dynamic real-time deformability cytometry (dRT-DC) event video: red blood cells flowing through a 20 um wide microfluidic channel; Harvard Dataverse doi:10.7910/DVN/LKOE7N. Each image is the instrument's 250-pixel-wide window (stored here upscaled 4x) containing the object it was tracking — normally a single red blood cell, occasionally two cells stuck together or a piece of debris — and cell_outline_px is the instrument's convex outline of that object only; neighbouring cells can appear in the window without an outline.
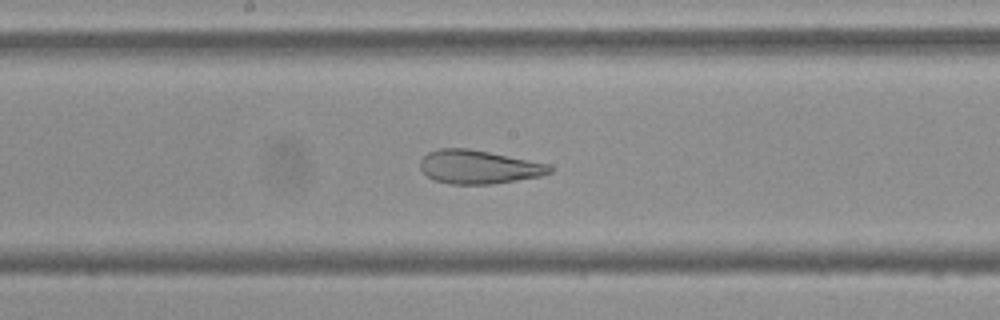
{"species": "Egyptian fruit bat (a non-hibernating species)", "species_latin": "Rousettus aegyptiacus", "temperature_condition": "cold", "stored_images_in_passage": 42, "camera_frame_rate_fps": 3000, "um_per_image_px": 0.085, "frame": {"image": 1, "passage_image": 16, "time_ms": 5.0, "image_size_px": [1000, 320], "cell_outline_px": [[552, 172], [540, 176], [492, 184], [448, 184], [436, 180], [428, 176], [420, 168], [420, 160], [428, 152], [440, 148], [468, 148], [548, 164], [552, 168]], "centroid_in_image_um": [40.66, 14.19], "position_along_channel_um": 207.5, "area_um2": 25.09}}
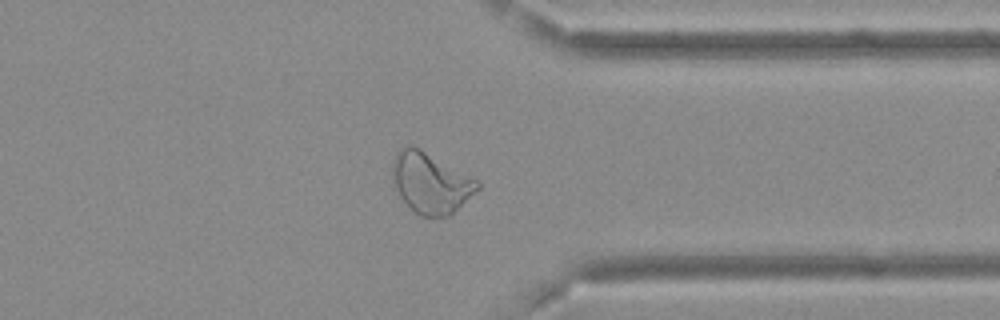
{"frame": {"image": 2, "passage_image": 30, "time_ms": 9.667, "image_size_px": [1000, 320], "cell_outline_px": [[480, 188], [448, 216], [420, 216], [392, 188], [392, 160], [396, 152], [400, 148], [408, 144], [412, 144], [476, 180], [480, 184]], "centroid_in_image_um": [36.53, 15.52], "position_along_channel_um": 374.9, "area_um2": 29.65}}
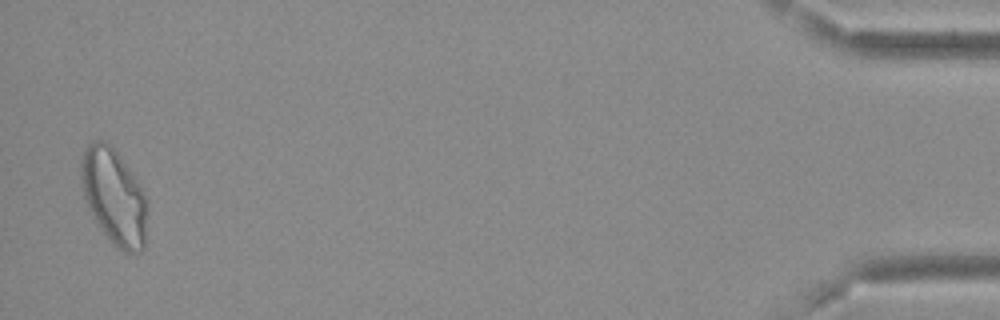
{"frame": {"image": 3, "passage_image": 41, "time_ms": 13.333, "image_size_px": [1000, 320], "cell_outline_px": [[144, 248], [140, 252], [124, 252], [116, 248], [104, 232], [96, 220], [84, 196], [80, 176], [80, 160], [88, 144], [92, 140], [104, 140], [112, 144], [132, 172], [144, 192]], "centroid_in_image_um": [9.65, 16.64], "position_along_channel_um": 425.6, "area_um2": 36.24}, "authors_computed_cell_mechanics": {"area_um2": 28.2064, "velocity_mm_per_s": 3.6784, "shape_relaxation_time_tau1_ms": null, "shape_relaxation_time_tau2_ms": 1.4277, "deformation_change_tau1": null, "deformation_change_tau2": 0.0999}}